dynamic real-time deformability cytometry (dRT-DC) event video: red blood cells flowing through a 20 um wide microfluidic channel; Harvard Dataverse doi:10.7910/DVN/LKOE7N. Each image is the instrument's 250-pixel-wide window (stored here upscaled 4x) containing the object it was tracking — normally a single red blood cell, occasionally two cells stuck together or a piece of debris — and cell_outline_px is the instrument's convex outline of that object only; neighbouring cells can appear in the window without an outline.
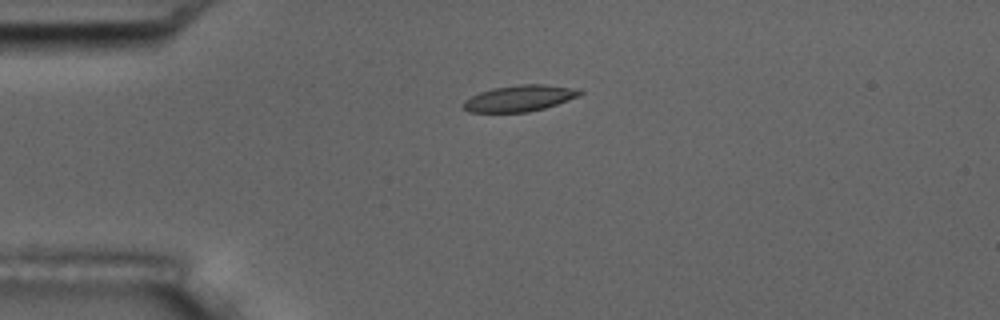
{"species": "common noctule bat (a hibernating species)", "species_latin": "Nyctalus noctula", "temperature_condition": "room temperature", "stored_images_in_passage": 5, "camera_frame_rate_fps": 3000, "um_per_image_px": 0.085, "animal": {"sex": "male", "body_mass_g": 17.5, "forearm_length_mm": 52.3}, "frame": {"image": 1, "passage_image": 4, "time_ms": 3.667, "image_size_px": [1000, 320], "cell_outline_px": [[584, 92], [580, 96], [544, 108], [528, 112], [468, 112], [460, 108], [460, 104], [464, 100], [480, 92], [492, 88], [520, 84], [544, 84], [580, 88]], "centroid_in_image_um": [44.15, 8.35], "position_along_channel_um": 40.8, "area_um2": 18.09}}